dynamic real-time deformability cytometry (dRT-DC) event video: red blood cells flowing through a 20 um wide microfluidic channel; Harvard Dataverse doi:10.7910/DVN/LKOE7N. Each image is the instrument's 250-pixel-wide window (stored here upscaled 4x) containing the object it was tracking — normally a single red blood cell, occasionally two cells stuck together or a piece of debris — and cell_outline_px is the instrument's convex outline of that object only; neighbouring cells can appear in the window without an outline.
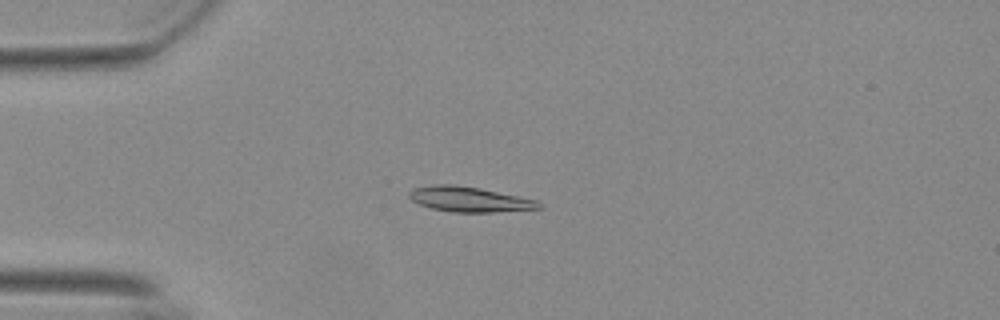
{"species": "Egyptian fruit bat (a non-hibernating species)", "species_latin": "Rousettus aegyptiacus", "temperature_condition": "warm", "stored_images_in_passage": 55, "camera_frame_rate_fps": 3000, "um_per_image_px": 0.085, "animal": {"sex": "female"}, "frame": {"image": 1, "passage_image": 14, "time_ms": 4.333, "image_size_px": [1000, 320], "cell_outline_px": [[544, 208], [492, 212], [452, 212], [432, 208], [420, 204], [412, 200], [408, 196], [408, 192], [412, 188], [432, 184], [452, 184], [480, 188], [536, 200], [544, 204]], "centroid_in_image_um": [39.89, 16.93], "position_along_channel_um": 45.1, "area_um2": 19.02}}
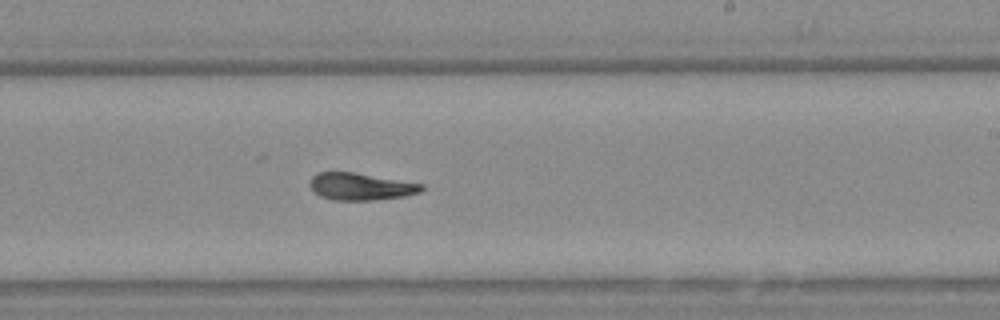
{"frame": {"image": 2, "passage_image": 33, "time_ms": 10.667, "image_size_px": [1000, 320], "cell_outline_px": [[424, 188], [420, 192], [404, 196], [372, 200], [332, 200], [320, 196], [308, 184], [312, 176], [320, 172], [352, 172], [424, 184]], "centroid_in_image_um": [30.65, 15.86], "position_along_channel_um": 258.4, "area_um2": 17.51}}
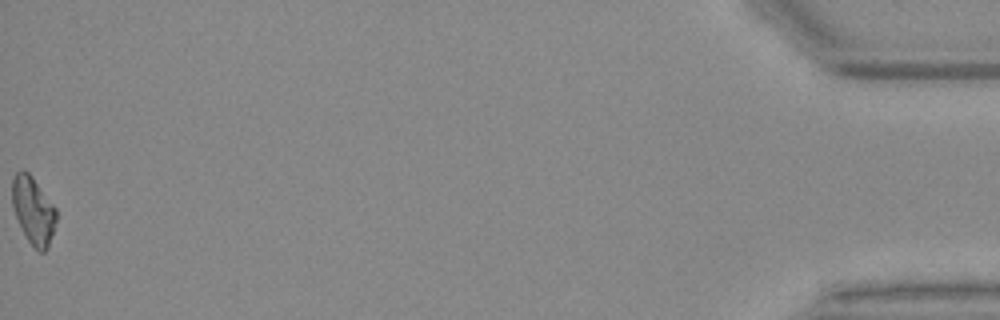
{"frame": {"image": 3, "passage_image": 55, "time_ms": 18.0, "image_size_px": [1000, 320], "cell_outline_px": [[56, 220], [48, 248], [44, 252], [40, 252], [28, 240], [16, 216], [12, 204], [12, 176], [20, 168], [24, 168], [32, 176], [56, 208]], "centroid_in_image_um": [2.81, 17.83], "position_along_channel_um": 432.4, "area_um2": 17.17}, "authors_computed_cell_mechanics": {"area_um2": 17.918, "velocity_mm_per_s": 3.714, "shape_relaxation_time_tau1_ms": 10.5871, "shape_relaxation_time_tau2_ms": 2.2151, "deformation_change_tau1": 0.2445, "deformation_change_tau2": 0.0714}}